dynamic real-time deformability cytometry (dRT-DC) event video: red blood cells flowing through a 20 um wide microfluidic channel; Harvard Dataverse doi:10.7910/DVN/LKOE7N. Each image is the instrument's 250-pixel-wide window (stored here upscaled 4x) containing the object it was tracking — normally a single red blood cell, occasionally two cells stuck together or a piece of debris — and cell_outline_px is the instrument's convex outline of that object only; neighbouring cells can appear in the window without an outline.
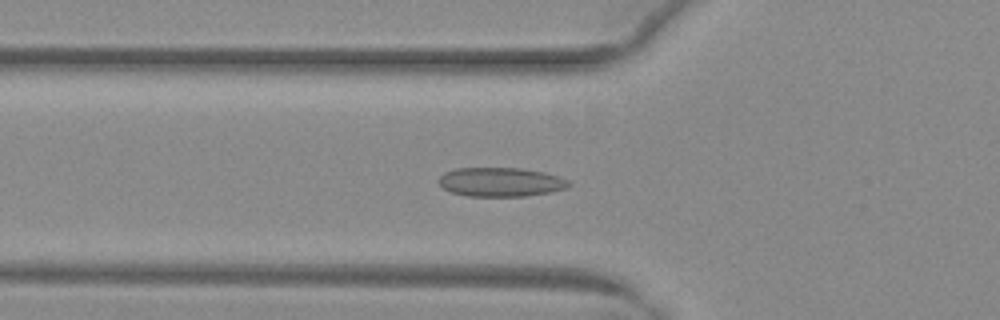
{"species": "common noctule bat (a hibernating species)", "species_latin": "Nyctalus noctula", "temperature_condition": "warm", "stored_images_in_passage": 52, "camera_frame_rate_fps": 3000, "um_per_image_px": 0.085, "animal": {"sex": "female", "body_mass_g": 29.2, "forearm_length_mm": 56.3}, "frame": {"image": 1, "passage_image": 18, "time_ms": 5.667, "image_size_px": [1000, 320], "cell_outline_px": [[572, 184], [568, 188], [552, 192], [524, 196], [468, 196], [452, 192], [444, 188], [436, 180], [444, 172], [456, 168], [520, 168], [544, 172], [568, 180]], "centroid_in_image_um": [42.56, 15.47], "position_along_channel_um": 83.2, "area_um2": 22.08}}
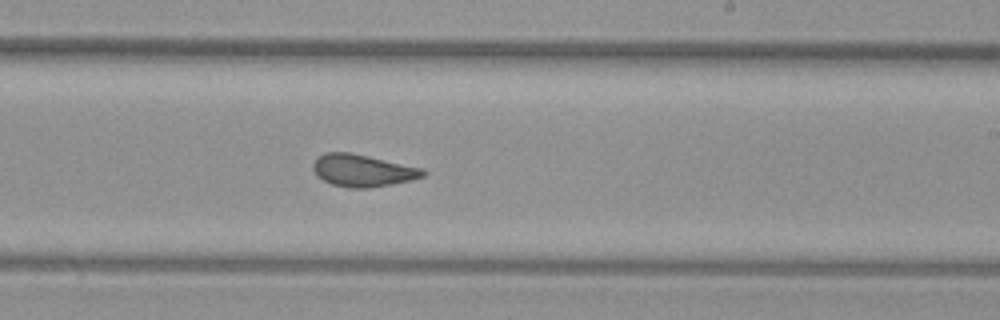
{"frame": {"image": 2, "passage_image": 31, "time_ms": 10.0, "image_size_px": [1000, 320], "cell_outline_px": [[428, 172], [424, 176], [412, 180], [392, 184], [368, 188], [352, 188], [332, 184], [316, 176], [312, 168], [312, 164], [324, 152], [352, 152], [424, 168]], "centroid_in_image_um": [30.86, 14.48], "position_along_channel_um": 258.1, "area_um2": 20.81}}
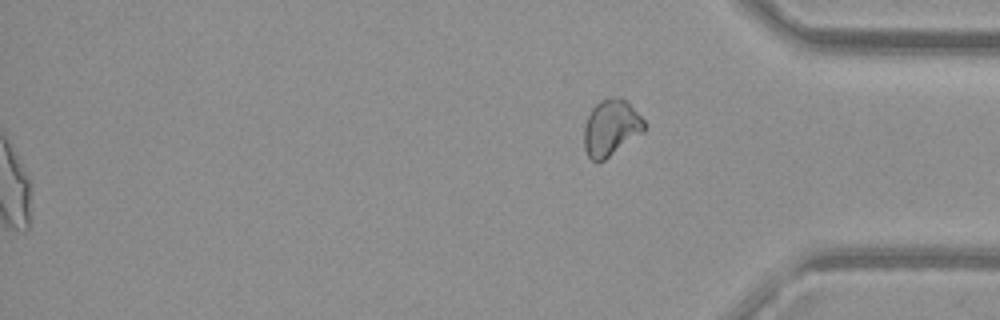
{"frame": {"image": 3, "passage_image": 52, "time_ms": 17.0, "image_size_px": [1000, 320], "cell_outline_px": [[648, 128], [644, 132], [604, 160], [596, 164], [588, 156], [584, 148], [584, 128], [588, 116], [592, 108], [600, 100], [612, 96], [620, 96], [648, 124]], "centroid_in_image_um": [51.94, 10.87], "position_along_channel_um": 383.3, "area_um2": 19.88}, "authors_computed_cell_mechanics": {"area_um2": 21.964, "velocity_mm_per_s": 4.0239, "shape_relaxation_time_tau1_ms": null, "shape_relaxation_time_tau2_ms": 0.9457, "deformation_change_tau1": null, "deformation_change_tau2": 0.0685}}